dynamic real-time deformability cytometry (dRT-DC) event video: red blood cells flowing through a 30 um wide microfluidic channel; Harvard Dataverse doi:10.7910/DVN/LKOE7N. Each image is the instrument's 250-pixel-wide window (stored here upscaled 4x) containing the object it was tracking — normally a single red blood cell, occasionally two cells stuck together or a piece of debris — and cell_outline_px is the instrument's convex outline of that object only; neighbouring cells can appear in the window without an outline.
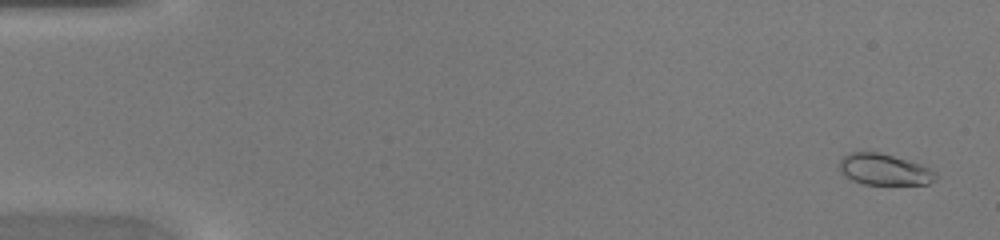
{"species": "common noctule bat (a hibernating species)", "species_latin": "Nyctalus noctula", "temperature_condition": "warm", "stored_images_in_passage": 47, "camera_frame_rate_fps": 3000, "um_per_image_px": 0.085, "animal": {"sex": "female", "body_mass_g": 20.0, "forearm_length_mm": 54.0}, "frame": {"image": 1, "passage_image": 2, "time_ms": 0.333, "image_size_px": [1000, 240], "cell_outline_px": [[936, 180], [928, 184], [864, 184], [852, 180], [844, 176], [840, 172], [840, 160], [844, 156], [852, 152], [876, 152], [892, 156], [920, 164], [936, 172]], "centroid_in_image_um": [75.15, 14.42], "position_along_channel_um": 9.9, "area_um2": 17.28}}
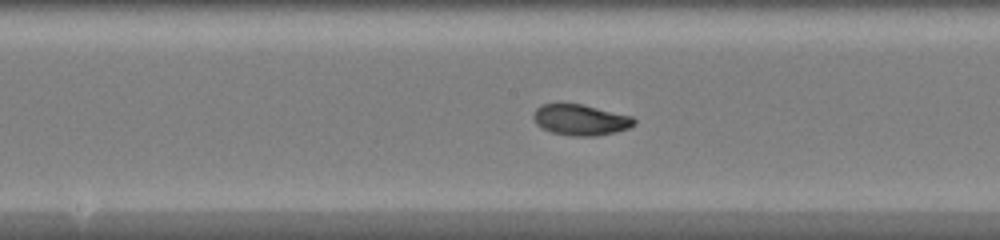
{"frame": {"image": 2, "passage_image": 25, "time_ms": 8.0, "image_size_px": [1000, 240], "cell_outline_px": [[636, 124], [628, 128], [616, 132], [596, 136], [572, 136], [552, 132], [536, 124], [532, 116], [532, 112], [540, 104], [580, 104], [632, 116], [636, 120]], "centroid_in_image_um": [49.34, 10.19], "position_along_channel_um": 198.9, "area_um2": 18.09}}
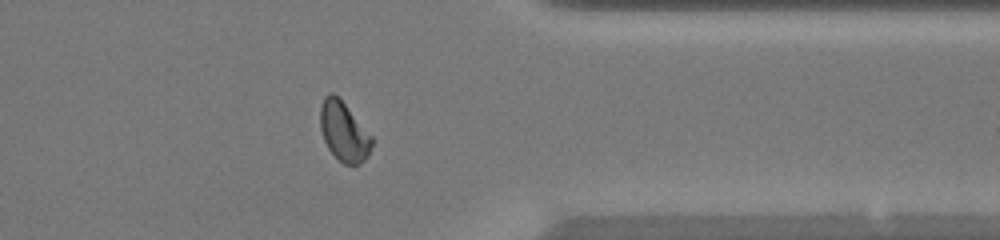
{"frame": {"image": 3, "passage_image": 38, "time_ms": 12.333, "image_size_px": [1000, 240], "cell_outline_px": [[372, 144], [368, 156], [360, 164], [344, 164], [328, 148], [324, 140], [320, 128], [320, 108], [324, 96], [328, 92], [332, 92], [344, 104], [372, 136]], "centroid_in_image_um": [29.21, 11.18], "position_along_channel_um": 382.2, "area_um2": 17.51}}